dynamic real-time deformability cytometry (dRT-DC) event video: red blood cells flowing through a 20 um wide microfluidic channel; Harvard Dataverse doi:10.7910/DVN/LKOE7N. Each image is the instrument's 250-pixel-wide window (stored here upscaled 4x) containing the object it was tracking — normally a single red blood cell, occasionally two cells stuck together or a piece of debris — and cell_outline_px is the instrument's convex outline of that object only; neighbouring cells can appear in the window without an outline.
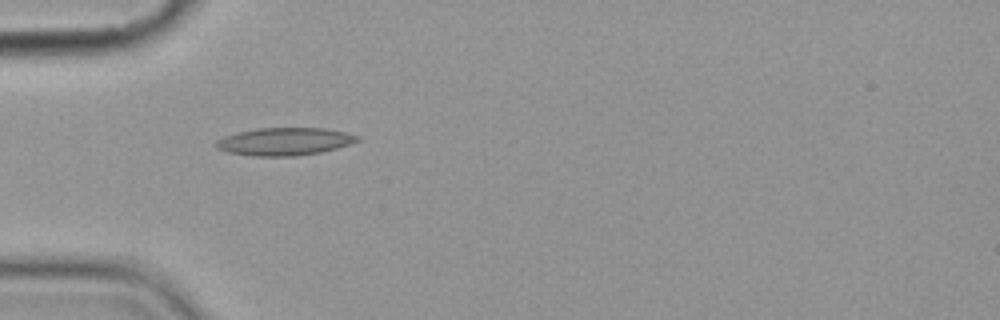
{"species": "common noctule bat (a hibernating species)", "species_latin": "Nyctalus noctula", "temperature_condition": "cold", "stored_images_in_passage": 6, "camera_frame_rate_fps": 3000, "um_per_image_px": 0.085, "animal": {"sex": "female", "body_mass_g": 19.9}, "frame": {"image": 1, "passage_image": 5, "time_ms": 5.0, "image_size_px": [1000, 320], "cell_outline_px": [[360, 140], [336, 148], [320, 152], [296, 156], [252, 156], [228, 152], [216, 148], [212, 144], [216, 140], [224, 136], [240, 132], [260, 128], [324, 128], [344, 132], [360, 136]], "centroid_in_image_um": [24.15, 12.03], "position_along_channel_um": 60.9, "area_um2": 22.72}}
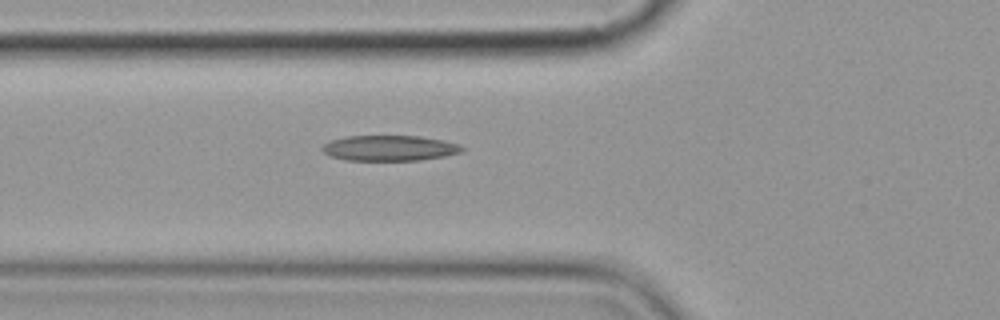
{"frame": {"image": 2, "passage_image": 6, "time_ms": 6.0, "image_size_px": [1000, 320], "cell_outline_px": [[464, 152], [444, 156], [420, 160], [348, 160], [332, 156], [324, 152], [320, 148], [324, 144], [332, 140], [344, 136], [420, 136], [444, 140], [460, 144], [464, 148]], "centroid_in_image_um": [33.16, 12.58], "position_along_channel_um": 92.6, "area_um2": 20.75}}